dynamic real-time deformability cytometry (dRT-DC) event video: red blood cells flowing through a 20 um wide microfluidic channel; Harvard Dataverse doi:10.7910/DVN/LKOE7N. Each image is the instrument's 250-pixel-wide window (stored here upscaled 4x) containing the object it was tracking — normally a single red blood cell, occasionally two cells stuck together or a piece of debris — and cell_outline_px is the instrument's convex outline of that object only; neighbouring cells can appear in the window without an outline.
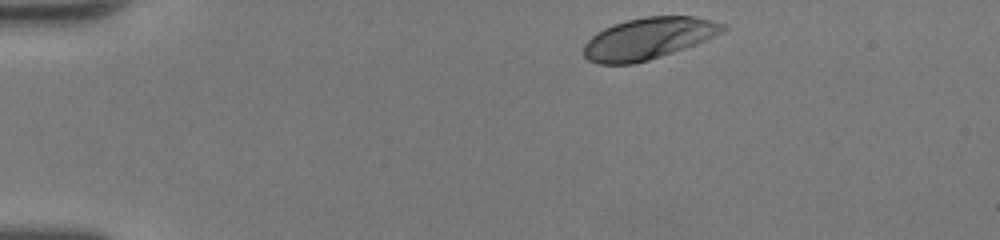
{"species": "human", "species_latin": "Homo sapiens", "temperature_condition": "room temperature", "stored_images_in_passage": 35, "camera_frame_rate_fps": 3000, "um_per_image_px": 0.085, "donor": {"sex": "female"}, "frame": {"image": 1, "passage_image": 1, "time_ms": 0.0, "image_size_px": [1000, 240], "cell_outline_px": [[728, 28], [724, 32], [696, 44], [648, 60], [632, 64], [600, 64], [588, 60], [584, 56], [584, 44], [596, 32], [612, 24], [644, 16], [692, 16], [712, 20], [724, 24]], "centroid_in_image_um": [55.11, 3.26], "position_along_channel_um": 29.9, "area_um2": 33.64}}
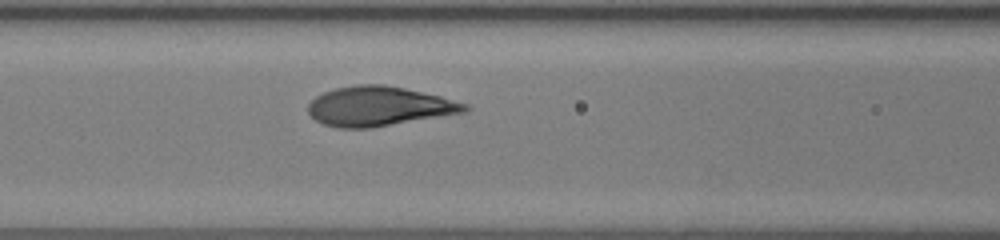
{"frame": {"image": 2, "passage_image": 14, "time_ms": 4.333, "image_size_px": [1000, 240], "cell_outline_px": [[472, 108], [468, 112], [372, 128], [340, 128], [324, 124], [316, 120], [308, 112], [308, 104], [316, 96], [324, 92], [336, 88], [356, 84], [384, 84], [404, 88], [440, 96], [468, 104]], "centroid_in_image_um": [32.25, 9.04], "position_along_channel_um": 134.3, "area_um2": 36.24}}
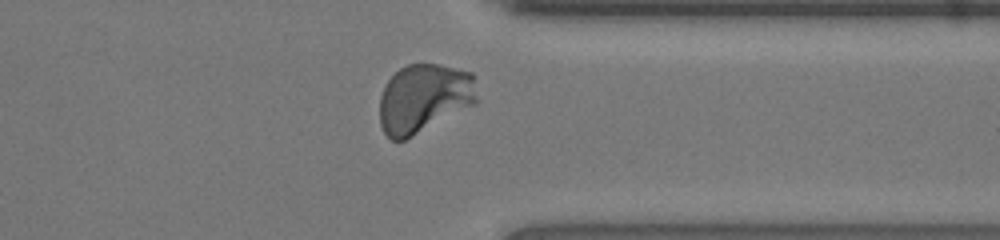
{"frame": {"image": 3, "passage_image": 31, "time_ms": 10.0, "image_size_px": [1000, 240], "cell_outline_px": [[476, 104], [404, 140], [392, 140], [384, 132], [380, 124], [380, 96], [388, 80], [400, 68], [408, 64], [440, 64], [472, 72], [476, 100]], "centroid_in_image_um": [36.02, 8.35], "position_along_channel_um": 375.4, "area_um2": 38.84}, "authors_computed_cell_mechanics": {"area_um2": 36.2406, "velocity_mm_per_s": 4.2623, "shape_relaxation_time_tau1_ms": 2.5612, "shape_relaxation_time_tau2_ms": null, "deformation_change_tau1": 0.1684, "deformation_change_tau2": null}}